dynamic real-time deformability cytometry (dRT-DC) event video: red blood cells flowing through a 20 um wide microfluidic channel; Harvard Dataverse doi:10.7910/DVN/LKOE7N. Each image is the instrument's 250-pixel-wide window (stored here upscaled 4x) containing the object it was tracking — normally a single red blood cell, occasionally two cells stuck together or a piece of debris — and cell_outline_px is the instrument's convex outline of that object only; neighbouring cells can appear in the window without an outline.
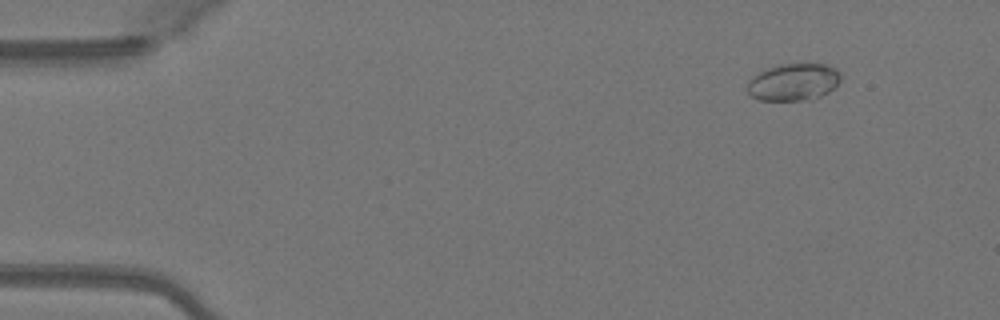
{"species": "Egyptian fruit bat (a non-hibernating species)", "species_latin": "Rousettus aegyptiacus", "temperature_condition": "warm", "stored_images_in_passage": 46, "camera_frame_rate_fps": 3000, "um_per_image_px": 0.085, "animal": {"sex": "female"}, "frame": {"image": 1, "passage_image": 1, "time_ms": 0.0, "image_size_px": [1000, 320], "cell_outline_px": [[840, 80], [828, 92], [820, 96], [808, 100], [760, 100], [752, 96], [748, 92], [748, 80], [752, 76], [764, 68], [780, 64], [824, 64], [836, 68], [840, 72]], "centroid_in_image_um": [67.42, 6.96], "position_along_channel_um": 17.6, "area_um2": 20.23}}
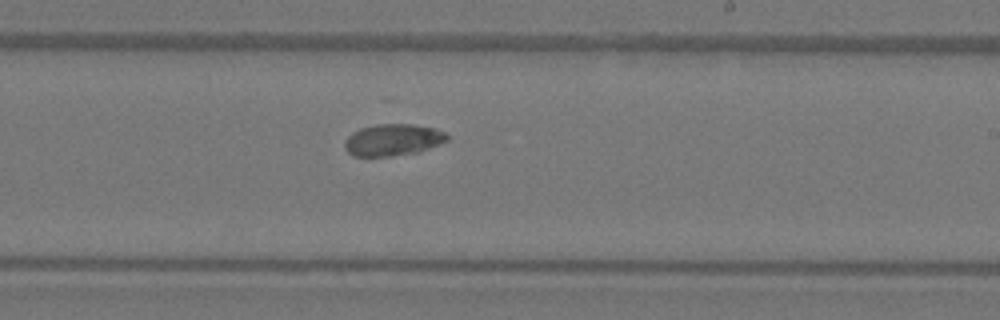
{"frame": {"image": 2, "passage_image": 26, "time_ms": 8.333, "image_size_px": [1000, 320], "cell_outline_px": [[448, 140], [420, 152], [392, 156], [352, 156], [344, 148], [344, 140], [352, 132], [360, 128], [376, 124], [412, 124], [436, 128], [444, 132], [448, 136]], "centroid_in_image_um": [33.38, 11.89], "position_along_channel_um": 255.6, "area_um2": 19.13}}
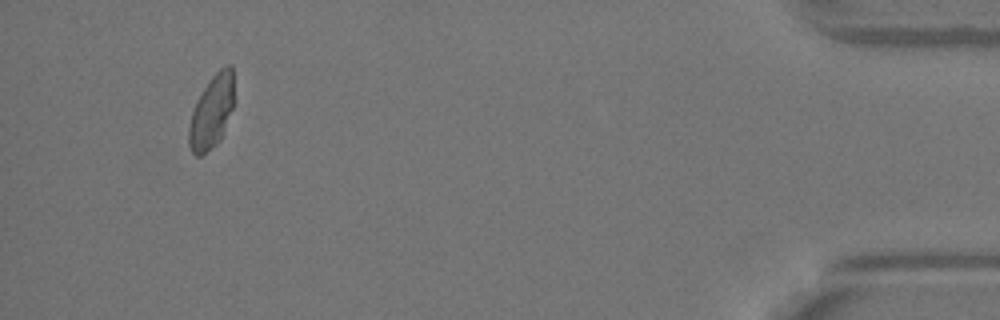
{"frame": {"image": 3, "passage_image": 43, "time_ms": 14.0, "image_size_px": [1000, 320], "cell_outline_px": [[232, 108], [220, 140], [216, 144], [200, 156], [196, 156], [192, 152], [188, 144], [188, 128], [192, 112], [196, 100], [212, 76], [220, 68], [228, 64], [232, 64]], "centroid_in_image_um": [17.95, 9.52], "position_along_channel_um": 417.2, "area_um2": 18.9}, "authors_computed_cell_mechanics": {"area_um2": 19.5653, "velocity_mm_per_s": 4.0737, "shape_relaxation_time_tau1_ms": 4.9289, "shape_relaxation_time_tau2_ms": null, "deformation_change_tau1": 0.1299, "deformation_change_tau2": null}}